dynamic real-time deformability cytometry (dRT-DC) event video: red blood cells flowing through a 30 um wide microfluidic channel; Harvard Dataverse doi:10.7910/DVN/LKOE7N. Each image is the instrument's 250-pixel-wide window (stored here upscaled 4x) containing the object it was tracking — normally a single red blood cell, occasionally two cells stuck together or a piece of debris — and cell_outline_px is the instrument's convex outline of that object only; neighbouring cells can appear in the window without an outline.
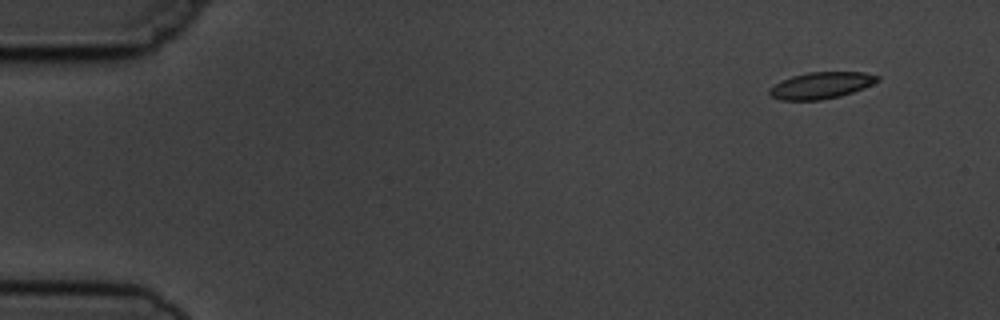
{"species": "common noctule bat (a hibernating species)", "species_latin": "Nyctalus noctula", "temperature_condition": "cold", "stored_images_in_passage": 9, "camera_frame_rate_fps": 3000, "um_per_image_px": 0.085, "animal": {"sex": "male", "body_mass_g": 19.5, "forearm_length_mm": 54.6}, "frame": {"image": 1, "passage_image": 1, "time_ms": 0.0, "image_size_px": [1000, 320], "cell_outline_px": [[880, 80], [864, 88], [840, 96], [820, 100], [780, 100], [772, 96], [768, 92], [768, 88], [792, 76], [808, 72], [864, 72], [880, 76]], "centroid_in_image_um": [69.81, 7.25], "position_along_channel_um": 15.2, "area_um2": 16.65}}
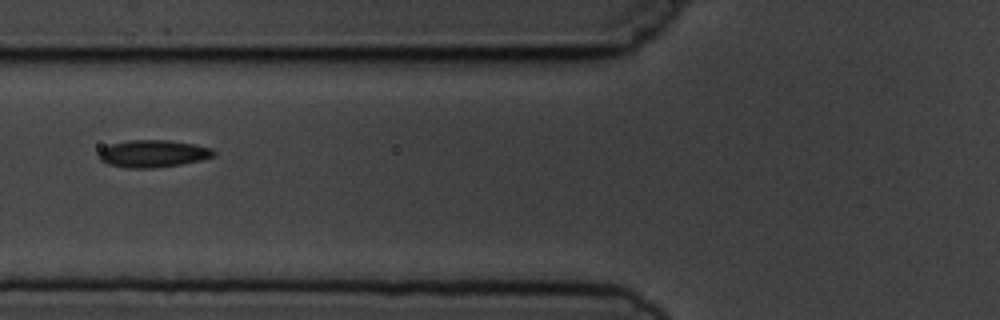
{"frame": {"image": 2, "passage_image": 6, "time_ms": 5.667, "image_size_px": [1000, 320], "cell_outline_px": [[216, 156], [200, 160], [180, 164], [152, 168], [128, 168], [108, 164], [100, 160], [96, 156], [104, 148], [112, 144], [128, 140], [168, 140], [196, 144], [212, 148], [216, 152]], "centroid_in_image_um": [13.03, 13.05], "position_along_channel_um": 112.8, "area_um2": 18.26}}
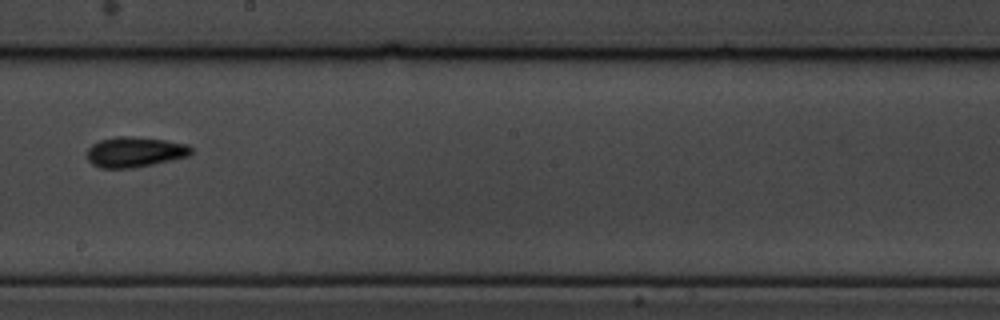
{"frame": {"image": 3, "passage_image": 9, "time_ms": 9.0, "image_size_px": [1000, 320], "cell_outline_px": [[192, 152], [188, 156], [172, 160], [132, 168], [100, 168], [92, 164], [88, 160], [88, 148], [92, 144], [100, 140], [116, 136], [132, 136], [164, 140], [188, 144], [192, 148]], "centroid_in_image_um": [11.45, 12.91], "position_along_channel_um": 236.7, "area_um2": 18.38}}